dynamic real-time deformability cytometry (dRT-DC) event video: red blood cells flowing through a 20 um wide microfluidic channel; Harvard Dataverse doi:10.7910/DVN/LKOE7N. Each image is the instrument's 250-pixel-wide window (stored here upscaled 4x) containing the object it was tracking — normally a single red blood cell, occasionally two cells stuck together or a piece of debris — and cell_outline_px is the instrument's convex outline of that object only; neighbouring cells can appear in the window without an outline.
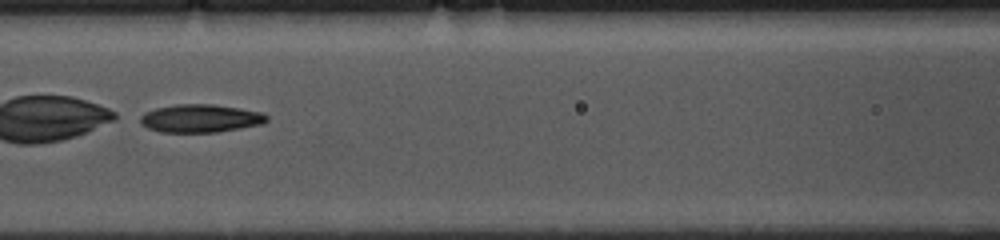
{"species": "common noctule bat (a hibernating species)", "species_latin": "Nyctalus noctula", "temperature_condition": "cold", "stored_images_in_passage": 53, "camera_frame_rate_fps": 3000, "um_per_image_px": 0.085, "animal": {"sex": "female", "body_mass_g": 10.0, "forearm_length_mm": 53.1}, "frame": {"image": 1, "passage_image": 22, "time_ms": 7.0, "image_size_px": [1000, 240], "cell_outline_px": [[268, 120], [264, 124], [216, 132], [160, 132], [148, 128], [140, 124], [140, 116], [144, 112], [156, 108], [176, 104], [212, 104], [240, 108], [260, 112], [268, 116]], "centroid_in_image_um": [17.02, 10.06], "position_along_channel_um": 149.6, "area_um2": 20.75}}
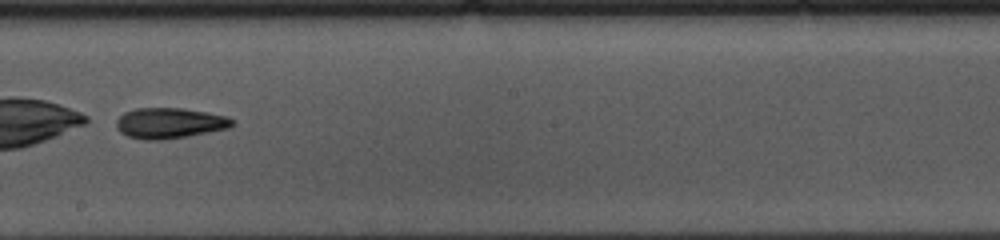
{"frame": {"image": 2, "passage_image": 29, "time_ms": 9.333, "image_size_px": [1000, 240], "cell_outline_px": [[232, 128], [188, 136], [160, 140], [144, 140], [128, 136], [120, 132], [116, 128], [116, 120], [124, 112], [136, 108], [184, 108], [208, 112], [228, 116], [232, 120]], "centroid_in_image_um": [14.42, 10.46], "position_along_channel_um": 233.8, "area_um2": 20.87}}